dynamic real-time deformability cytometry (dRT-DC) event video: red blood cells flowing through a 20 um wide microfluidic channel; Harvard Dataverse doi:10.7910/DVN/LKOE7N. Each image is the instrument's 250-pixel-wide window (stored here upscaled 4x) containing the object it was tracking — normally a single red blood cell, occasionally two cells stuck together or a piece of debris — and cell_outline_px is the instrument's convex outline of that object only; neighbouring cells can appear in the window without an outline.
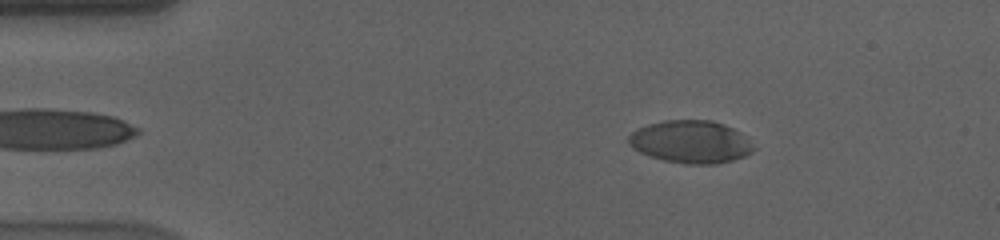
{"species": "human", "species_latin": "Homo sapiens", "temperature_condition": "cold", "stored_images_in_passage": 51, "camera_frame_rate_fps": 3000, "um_per_image_px": 0.085, "donor": {"sex": "male"}, "frame": {"image": 1, "passage_image": 3, "time_ms": 0.667, "image_size_px": [1000, 240], "cell_outline_px": [[756, 148], [752, 152], [744, 156], [732, 160], [716, 164], [684, 164], [664, 160], [640, 152], [632, 148], [628, 144], [628, 136], [632, 132], [648, 124], [664, 120], [712, 120], [724, 124], [740, 132]], "centroid_in_image_um": [58.71, 12.05], "position_along_channel_um": 26.3, "area_um2": 30.98}}
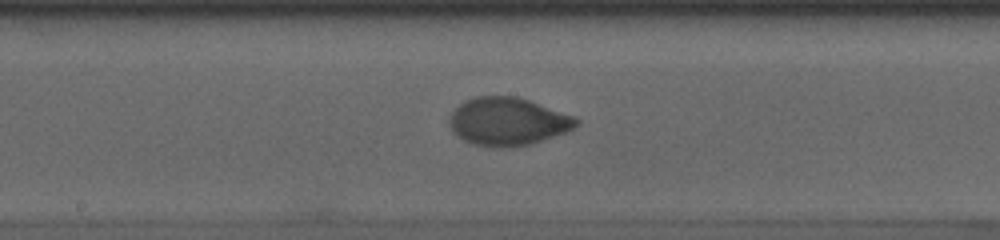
{"frame": {"image": 2, "passage_image": 24, "time_ms": 7.667, "image_size_px": [1000, 240], "cell_outline_px": [[580, 124], [564, 132], [532, 144], [512, 148], [496, 148], [472, 144], [456, 136], [452, 132], [448, 124], [448, 120], [452, 112], [464, 100], [476, 96], [516, 96], [576, 116], [580, 120]], "centroid_in_image_um": [43.14, 10.34], "position_along_channel_um": 205.1, "area_um2": 35.84}}
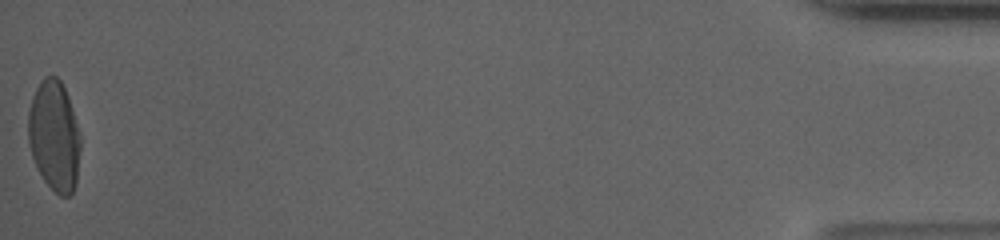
{"frame": {"image": 3, "passage_image": 51, "time_ms": 16.667, "image_size_px": [1000, 240], "cell_outline_px": [[80, 148], [76, 184], [72, 192], [68, 196], [60, 196], [44, 180], [32, 156], [28, 140], [28, 112], [32, 96], [36, 88], [44, 76], [56, 76], [60, 80], [68, 96], [76, 124], [80, 140]], "centroid_in_image_um": [4.6, 11.54], "position_along_channel_um": 430.6, "area_um2": 33.23}, "authors_computed_cell_mechanics": {"area_um2": 33.9286, "velocity_mm_per_s": 3.577, "shape_relaxation_time_tau1_ms": 5.1542, "shape_relaxation_time_tau2_ms": 0.8917, "deformation_change_tau1": 0.1998, "deformation_change_tau2": 0.0345}}